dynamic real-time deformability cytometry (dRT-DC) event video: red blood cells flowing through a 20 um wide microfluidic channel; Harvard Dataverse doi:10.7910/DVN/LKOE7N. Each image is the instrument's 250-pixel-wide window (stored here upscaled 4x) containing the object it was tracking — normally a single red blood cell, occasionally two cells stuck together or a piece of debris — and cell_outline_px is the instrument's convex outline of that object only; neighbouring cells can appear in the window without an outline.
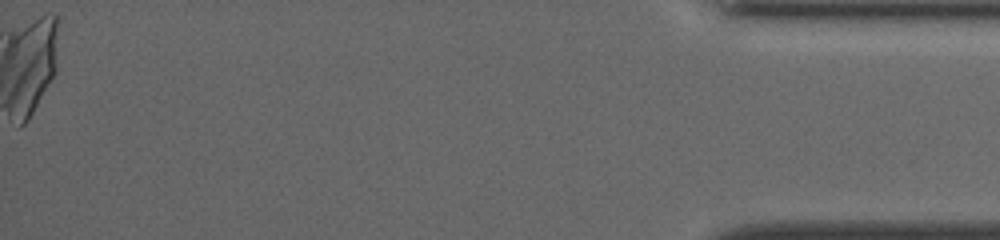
{"species": "common noctule bat (a hibernating species)", "species_latin": "Nyctalus noctula", "temperature_condition": "cold", "stored_images_in_passage": 53, "camera_frame_rate_fps": 3000, "um_per_image_px": 0.085, "animal": {"sex": "female", "body_mass_g": 19.5, "forearm_length_mm": 54.1}, "frame": {"image": 1, "passage_image": 53, "time_ms": 17.333, "image_size_px": [1000, 240], "cell_outline_px": [[52, 72], [48, 80], [28, 116], [24, 120], [16, 84], [20, 76], [52, 24]], "centroid_in_image_um": [3.04, 6.36], "position_along_channel_um": 432.2, "area_um2": 11.79}, "authors_computed_cell_mechanics": {"area_um2": 13.5252, "velocity_mm_per_s": 3.9308, "shape_relaxation_time_tau1_ms": 6.2242, "shape_relaxation_time_tau2_ms": null, "deformation_change_tau1": 0.1392, "deformation_change_tau2": null}}